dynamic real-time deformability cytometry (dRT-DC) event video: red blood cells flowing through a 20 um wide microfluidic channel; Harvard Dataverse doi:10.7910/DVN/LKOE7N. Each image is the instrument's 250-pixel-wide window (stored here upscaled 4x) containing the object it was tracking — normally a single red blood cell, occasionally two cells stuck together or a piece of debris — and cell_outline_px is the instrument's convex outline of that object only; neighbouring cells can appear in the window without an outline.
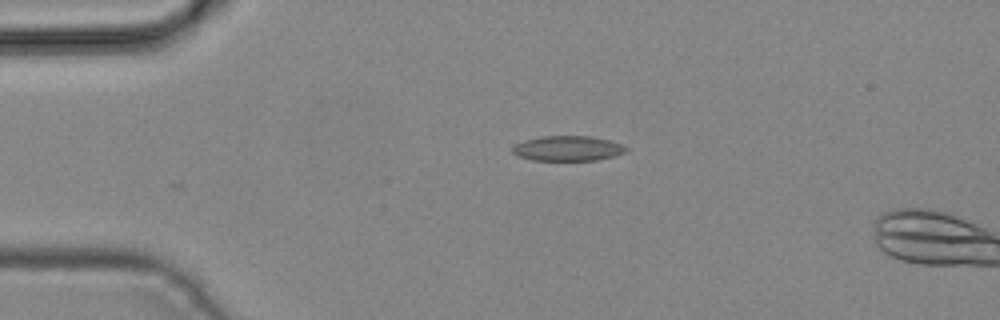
{"species": "common noctule bat (a hibernating species)", "species_latin": "Nyctalus noctula", "temperature_condition": "cold", "stored_images_in_passage": 4, "camera_frame_rate_fps": 3000, "um_per_image_px": 0.085, "animal": {"sex": "male", "body_mass_g": 19.2, "forearm_length_mm": 51.8}, "frame": {"image": 1, "passage_image": 3, "time_ms": 0.667, "image_size_px": [1000, 320], "cell_outline_px": [[628, 148], [624, 152], [612, 156], [596, 160], [532, 160], [516, 156], [512, 152], [512, 148], [516, 144], [524, 140], [540, 136], [592, 136], [624, 144]], "centroid_in_image_um": [48.23, 12.61], "position_along_channel_um": 36.8, "area_um2": 16.59}}